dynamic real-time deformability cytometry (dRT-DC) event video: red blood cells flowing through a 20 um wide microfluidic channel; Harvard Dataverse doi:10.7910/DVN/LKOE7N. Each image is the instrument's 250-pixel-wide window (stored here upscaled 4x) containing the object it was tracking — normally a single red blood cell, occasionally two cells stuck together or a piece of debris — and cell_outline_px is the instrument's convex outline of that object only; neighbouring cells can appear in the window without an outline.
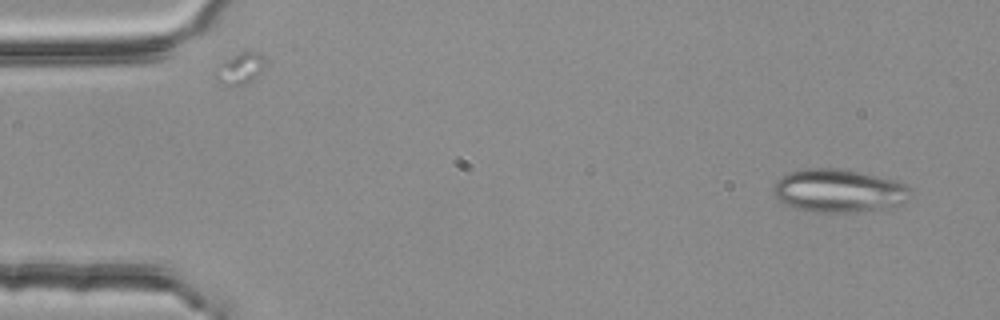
{"species": "common noctule bat (a hibernating species)", "species_latin": "Nyctalus noctula", "temperature_condition": "room temperature", "stored_images_in_passage": 3, "camera_frame_rate_fps": 3000, "um_per_image_px": 0.085, "animal": {"sex": "female", "body_mass_g": 25.1}, "frame": {"image": 1, "passage_image": 1, "time_ms": 0.0, "image_size_px": [1000, 320], "cell_outline_px": [[908, 200], [904, 204], [852, 212], [816, 212], [792, 208], [784, 204], [776, 196], [776, 180], [780, 176], [788, 172], [804, 168], [836, 168], [896, 180], [904, 184], [908, 188]], "centroid_in_image_um": [71.25, 16.21], "position_along_channel_um": 13.7, "area_um2": 33.99}}